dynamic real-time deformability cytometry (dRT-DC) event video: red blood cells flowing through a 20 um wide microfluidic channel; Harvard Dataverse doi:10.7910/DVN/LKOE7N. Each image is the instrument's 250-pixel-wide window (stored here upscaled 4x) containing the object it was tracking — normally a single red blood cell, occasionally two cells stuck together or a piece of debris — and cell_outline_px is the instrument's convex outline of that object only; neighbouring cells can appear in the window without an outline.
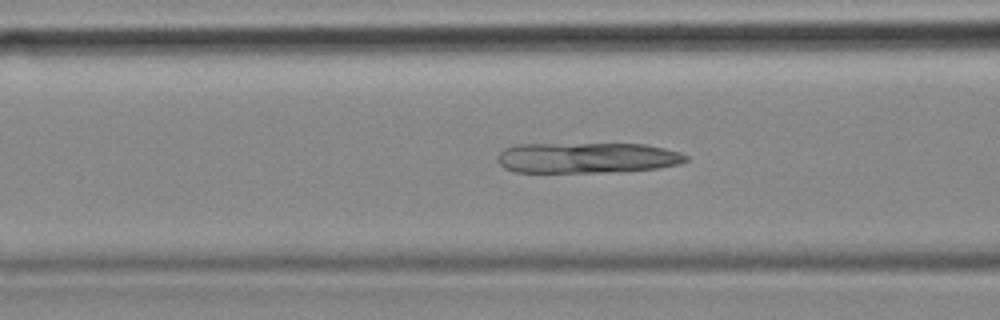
{"species": "common noctule bat (a hibernating species)", "species_latin": "Nyctalus noctula", "temperature_condition": "cold", "stored_images_in_passage": 52, "camera_frame_rate_fps": 3000, "um_per_image_px": 0.085, "animal": {"sex": "female", "body_mass_g": 18.4}, "frame": {"image": 1, "passage_image": 19, "time_ms": 6.0, "image_size_px": [1000, 320], "cell_outline_px": [[688, 160], [680, 164], [656, 168], [604, 172], [512, 172], [504, 168], [496, 160], [496, 156], [504, 148], [516, 144], [644, 144], [664, 148], [680, 152], [688, 156]], "centroid_in_image_um": [49.85, 13.41], "position_along_channel_um": 116.8, "area_um2": 33.7}}
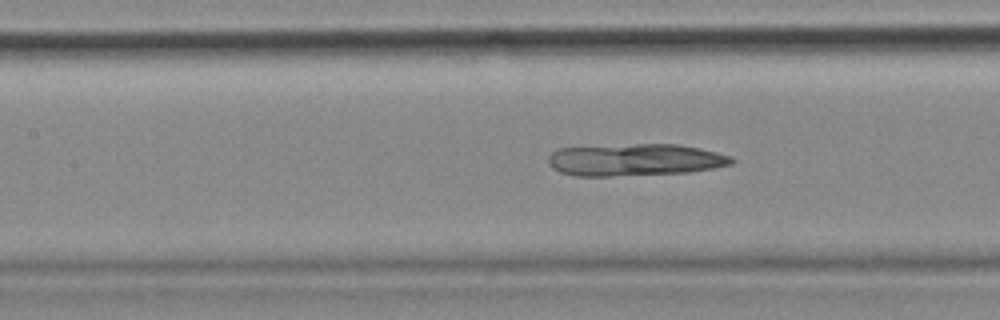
{"frame": {"image": 2, "passage_image": 22, "time_ms": 7.0, "image_size_px": [1000, 320], "cell_outline_px": [[736, 160], [732, 164], [692, 172], [612, 176], [572, 176], [560, 172], [552, 168], [548, 164], [548, 156], [556, 148], [632, 144], [680, 144], [700, 148], [732, 156]], "centroid_in_image_um": [53.96, 13.58], "position_along_channel_um": 153.4, "area_um2": 34.68}}
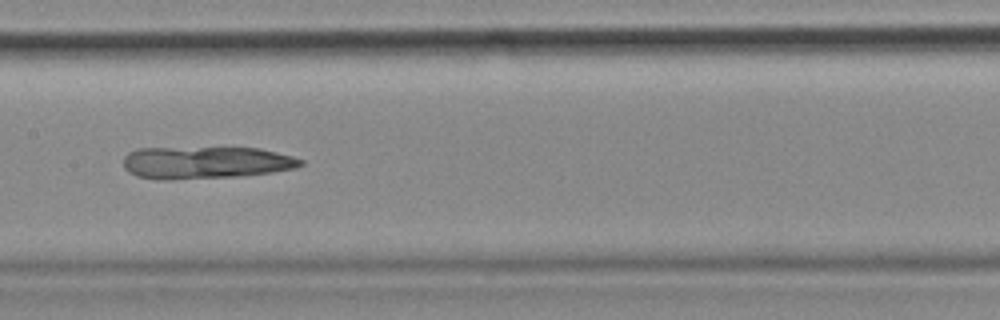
{"frame": {"image": 3, "passage_image": 25, "time_ms": 8.0, "image_size_px": [1000, 320], "cell_outline_px": [[304, 164], [296, 168], [272, 172], [240, 176], [172, 180], [160, 180], [136, 176], [128, 172], [124, 168], [124, 156], [128, 152], [136, 148], [260, 148], [292, 156], [304, 160]], "centroid_in_image_um": [17.46, 13.83], "position_along_channel_um": 189.9, "area_um2": 33.64}}